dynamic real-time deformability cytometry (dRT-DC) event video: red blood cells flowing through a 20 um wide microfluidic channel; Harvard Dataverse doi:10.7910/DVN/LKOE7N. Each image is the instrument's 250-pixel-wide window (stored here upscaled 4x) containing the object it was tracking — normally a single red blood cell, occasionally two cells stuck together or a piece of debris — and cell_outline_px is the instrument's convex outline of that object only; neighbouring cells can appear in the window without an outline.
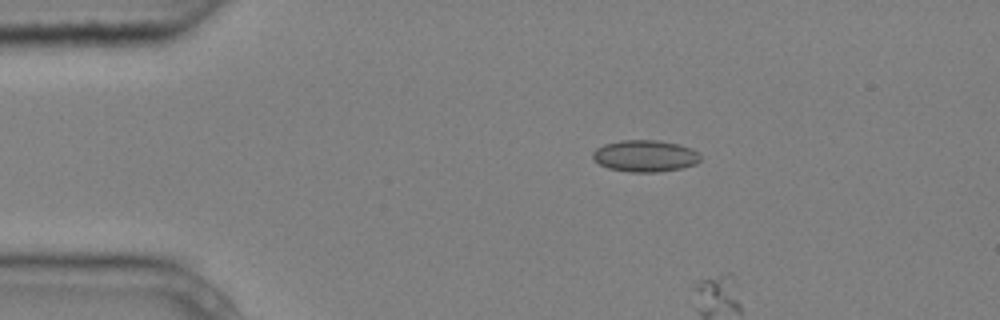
{"species": "common noctule bat (a hibernating species)", "species_latin": "Nyctalus noctula", "temperature_condition": "cold", "stored_images_in_passage": 7, "camera_frame_rate_fps": 3000, "um_per_image_px": 0.085, "animal": {"sex": "male", "body_mass_g": 20.4}, "frame": {"image": 1, "passage_image": 3, "time_ms": 0.667, "image_size_px": [1000, 320], "cell_outline_px": [[700, 160], [696, 164], [680, 168], [656, 172], [628, 172], [608, 168], [600, 164], [592, 156], [592, 152], [596, 148], [604, 144], [620, 140], [656, 140], [676, 144], [692, 148], [700, 156]], "centroid_in_image_um": [54.81, 13.25], "position_along_channel_um": 30.2, "area_um2": 19.77}}
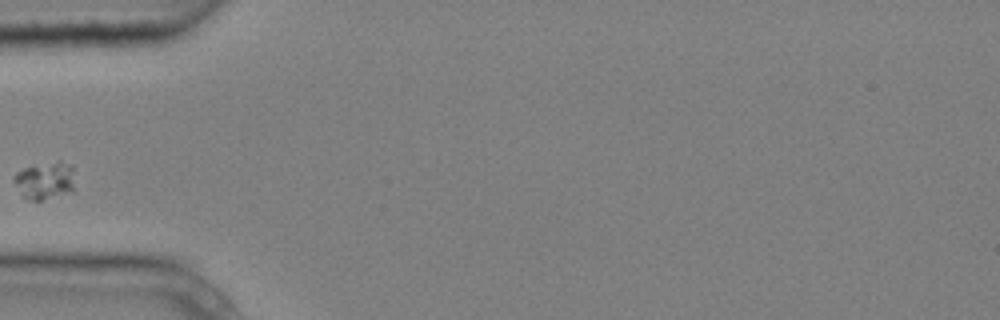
{"frame": {"image": 2, "passage_image": 6, "time_ms": 1.667, "image_size_px": [1000, 320], "cell_outline_px": [[72, 192], [44, 200], [32, 200], [24, 196], [12, 180], [12, 176], [16, 172], [24, 168], [56, 160], [60, 160], [72, 164]], "centroid_in_image_um": [3.81, 15.32], "position_along_channel_um": 81.2, "area_um2": 13.29}}
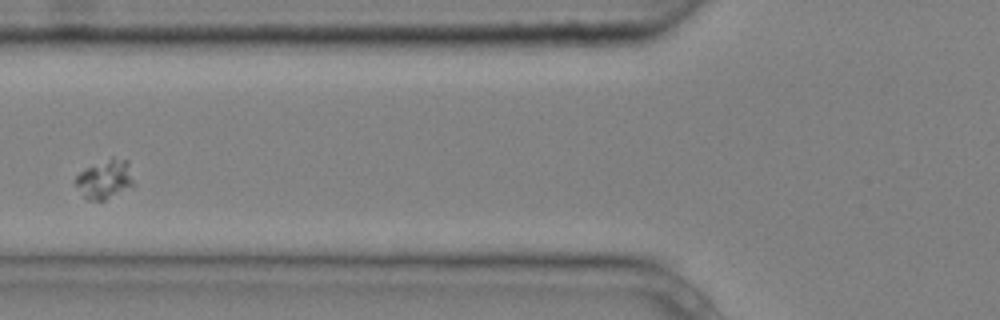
{"frame": {"image": 3, "passage_image": 7, "time_ms": 2.0, "image_size_px": [1000, 320], "cell_outline_px": [[136, 184], [104, 200], [88, 200], [84, 196], [76, 184], [76, 176], [80, 172], [112, 156], [128, 160]], "centroid_in_image_um": [8.98, 15.21], "position_along_channel_um": 116.8, "area_um2": 13.06}}